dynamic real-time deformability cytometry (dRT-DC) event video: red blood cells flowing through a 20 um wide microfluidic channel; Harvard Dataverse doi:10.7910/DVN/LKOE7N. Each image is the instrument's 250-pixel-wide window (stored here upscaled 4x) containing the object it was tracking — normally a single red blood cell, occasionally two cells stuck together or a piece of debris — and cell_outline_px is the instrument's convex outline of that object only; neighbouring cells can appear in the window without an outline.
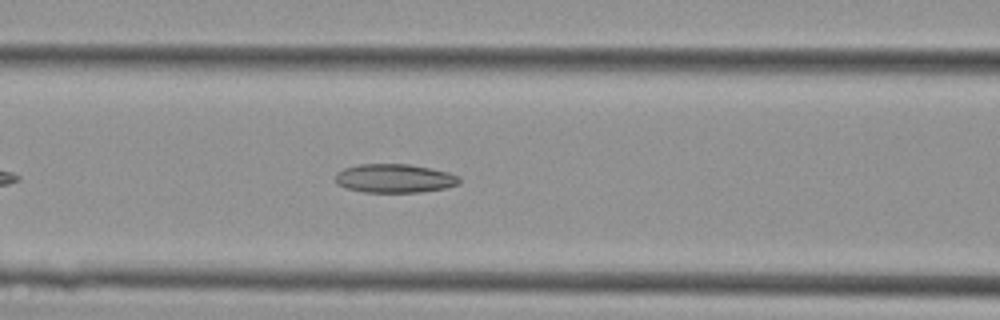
{"species": "Egyptian fruit bat (a non-hibernating species)", "species_latin": "Rousettus aegyptiacus", "temperature_condition": "cold", "stored_images_in_passage": 25, "camera_frame_rate_fps": 3000, "um_per_image_px": 0.085, "animal": {"sex": "female"}, "frame": {"image": 1, "passage_image": 7, "time_ms": 2.0, "image_size_px": [1000, 320], "cell_outline_px": [[460, 184], [444, 188], [420, 192], [364, 192], [348, 188], [336, 184], [336, 172], [344, 168], [360, 164], [408, 164], [448, 172], [460, 176]], "centroid_in_image_um": [33.54, 15.16], "position_along_channel_um": 133.1, "area_um2": 20.69}}
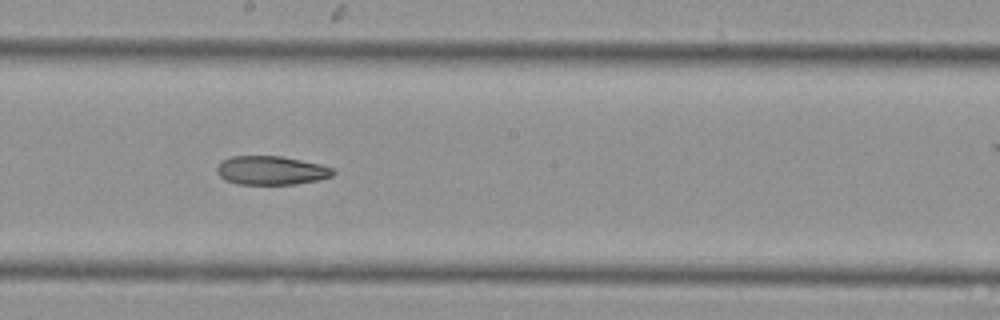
{"frame": {"image": 2, "passage_image": 13, "time_ms": 4.0, "image_size_px": [1000, 320], "cell_outline_px": [[336, 172], [332, 176], [320, 180], [292, 184], [236, 184], [224, 180], [216, 172], [216, 168], [220, 160], [232, 156], [280, 156], [320, 164], [332, 168]], "centroid_in_image_um": [23.01, 14.48], "position_along_channel_um": 225.2, "area_um2": 19.59}}
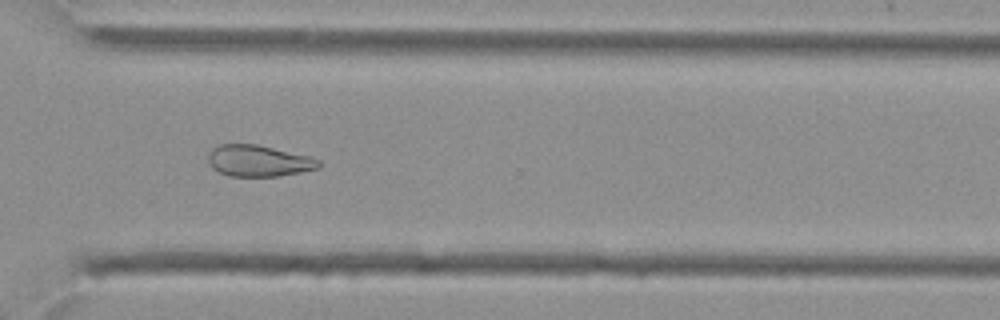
{"frame": {"image": 3, "passage_image": 21, "time_ms": 6.667, "image_size_px": [1000, 320], "cell_outline_px": [[320, 168], [280, 176], [228, 176], [212, 168], [208, 160], [208, 152], [212, 148], [220, 144], [256, 144], [308, 156], [320, 160]], "centroid_in_image_um": [21.96, 13.67], "position_along_channel_um": 348.6, "area_um2": 20.17}}